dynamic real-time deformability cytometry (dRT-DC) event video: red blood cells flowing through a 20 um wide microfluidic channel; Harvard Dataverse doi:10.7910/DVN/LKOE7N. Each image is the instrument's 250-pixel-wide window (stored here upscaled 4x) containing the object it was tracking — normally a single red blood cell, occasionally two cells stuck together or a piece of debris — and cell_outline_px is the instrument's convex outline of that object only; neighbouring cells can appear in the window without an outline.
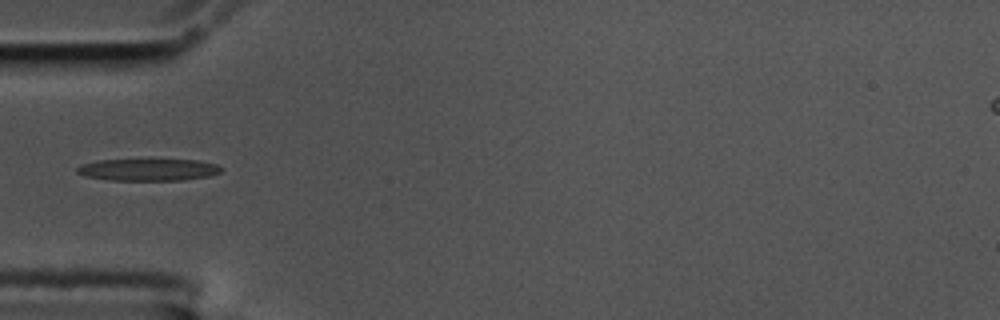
{"species": "common noctule bat (a hibernating species)", "species_latin": "Nyctalus noctula", "temperature_condition": "cold", "stored_images_in_passage": 41, "camera_frame_rate_fps": 3000, "um_per_image_px": 0.085, "animal": {"sex": "male", "body_mass_g": 17.5, "forearm_length_mm": 52.3}, "frame": {"image": 1, "passage_image": 1, "time_ms": 0.0, "image_size_px": [1000, 320], "cell_outline_px": [[224, 168], [220, 172], [208, 176], [184, 180], [108, 180], [84, 176], [76, 172], [76, 168], [80, 164], [96, 160], [200, 160], [216, 164]], "centroid_in_image_um": [12.57, 14.42], "position_along_channel_um": 72.4, "area_um2": 18.55}}
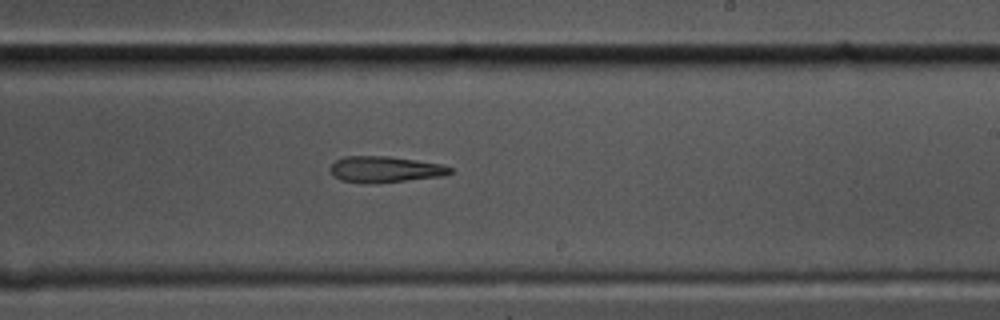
{"frame": {"image": 2, "passage_image": 17, "time_ms": 5.333, "image_size_px": [1000, 320], "cell_outline_px": [[452, 172], [440, 176], [404, 180], [340, 180], [332, 176], [328, 168], [336, 160], [344, 156], [388, 156], [416, 160], [440, 164], [452, 168]], "centroid_in_image_um": [32.69, 14.34], "position_along_channel_um": 256.3, "area_um2": 17.22}}
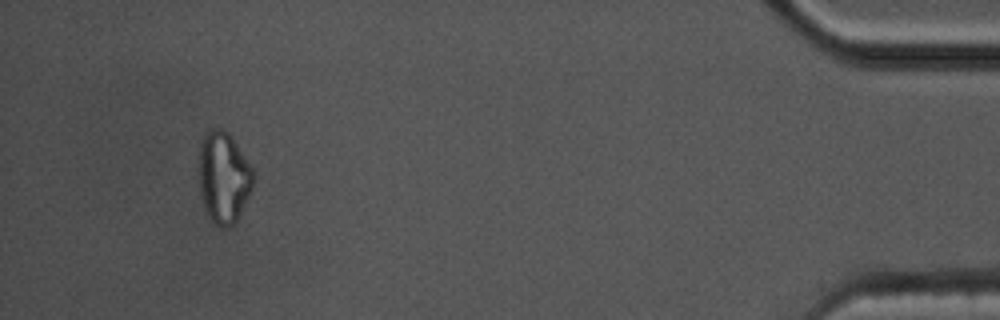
{"frame": {"image": 3, "passage_image": 37, "time_ms": 12.0, "image_size_px": [1000, 320], "cell_outline_px": [[252, 184], [248, 196], [240, 216], [228, 228], [220, 228], [208, 216], [204, 208], [200, 192], [200, 140], [204, 132], [212, 128], [220, 128], [228, 132], [232, 136], [252, 168]], "centroid_in_image_um": [18.99, 15.06], "position_along_channel_um": 416.2, "area_um2": 28.78}}